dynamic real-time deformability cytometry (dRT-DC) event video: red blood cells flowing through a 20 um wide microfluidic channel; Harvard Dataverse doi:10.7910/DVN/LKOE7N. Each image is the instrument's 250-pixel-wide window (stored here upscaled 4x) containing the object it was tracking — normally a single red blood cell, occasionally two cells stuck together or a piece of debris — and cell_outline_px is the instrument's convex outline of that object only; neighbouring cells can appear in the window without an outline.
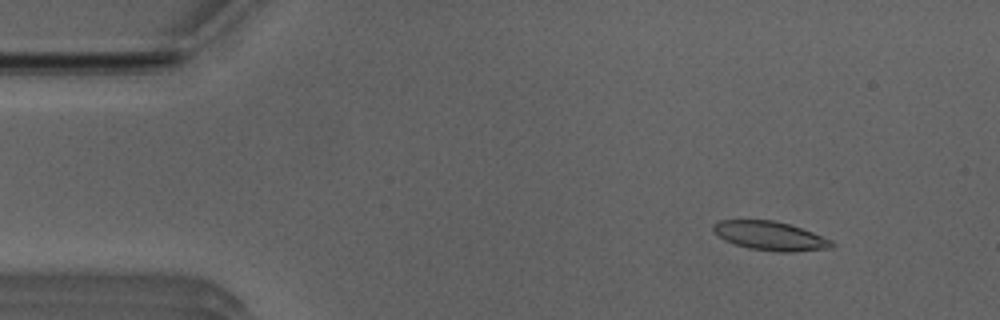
{"species": "Egyptian fruit bat (a non-hibernating species)", "species_latin": "Rousettus aegyptiacus", "temperature_condition": "room temperature", "stored_images_in_passage": 20, "camera_frame_rate_fps": 3000, "um_per_image_px": 0.085, "animal": {"sex": "male"}, "frame": {"image": 1, "passage_image": 6, "time_ms": 1.667, "image_size_px": [1000, 320], "cell_outline_px": [[836, 244], [832, 248], [792, 252], [776, 252], [748, 248], [724, 240], [712, 232], [712, 224], [720, 220], [772, 220], [788, 224], [812, 232], [832, 240]], "centroid_in_image_um": [65.45, 20.06], "position_along_channel_um": 19.6, "area_um2": 20.06}}